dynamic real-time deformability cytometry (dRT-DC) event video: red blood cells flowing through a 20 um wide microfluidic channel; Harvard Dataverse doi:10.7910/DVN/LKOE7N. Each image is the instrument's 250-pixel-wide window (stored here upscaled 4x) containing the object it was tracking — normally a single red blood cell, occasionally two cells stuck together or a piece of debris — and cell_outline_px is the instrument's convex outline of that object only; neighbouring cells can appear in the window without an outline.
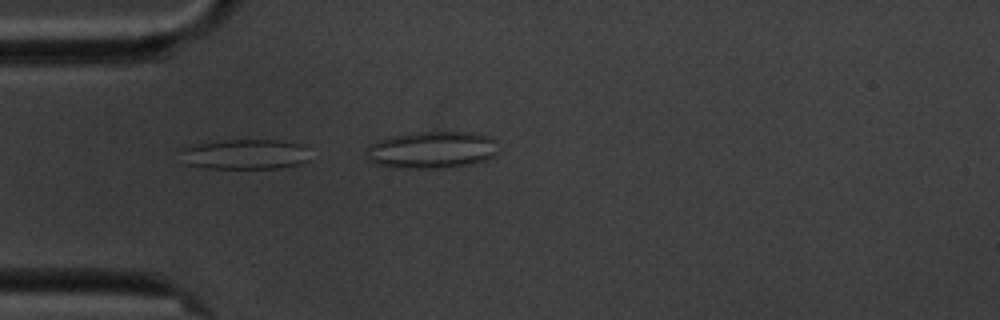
{"species": "common noctule bat (a hibernating species)", "species_latin": "Nyctalus noctula", "temperature_condition": "cold", "stored_images_in_passage": 7, "camera_frame_rate_fps": 3000, "um_per_image_px": 0.085, "animal": {"sex": "male", "body_mass_g": 20.1, "forearm_length_mm": 53.5}, "frame": {"image": 1, "passage_image": 5, "time_ms": 4.667, "image_size_px": [1000, 320], "cell_outline_px": [[308, 160], [300, 164], [280, 168], [204, 168], [184, 164], [176, 148], [196, 144], [224, 140], [280, 140], [300, 144], [304, 148]], "centroid_in_image_um": [20.7, 13.11], "position_along_channel_um": 64.3, "area_um2": 22.95}}
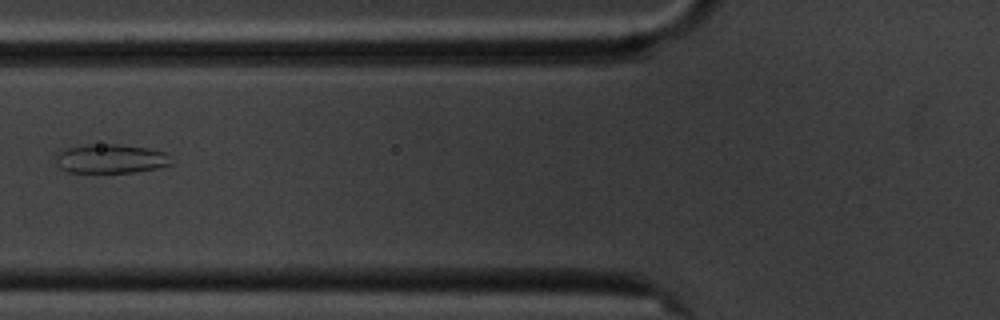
{"frame": {"image": 2, "passage_image": 7, "time_ms": 7.0, "image_size_px": [1000, 320], "cell_outline_px": [[172, 164], [160, 168], [136, 172], [68, 172], [60, 168], [56, 164], [56, 156], [60, 152], [68, 148], [88, 144], [120, 144], [148, 148], [164, 152]], "centroid_in_image_um": [9.41, 13.49], "position_along_channel_um": 116.4, "area_um2": 19.48}}